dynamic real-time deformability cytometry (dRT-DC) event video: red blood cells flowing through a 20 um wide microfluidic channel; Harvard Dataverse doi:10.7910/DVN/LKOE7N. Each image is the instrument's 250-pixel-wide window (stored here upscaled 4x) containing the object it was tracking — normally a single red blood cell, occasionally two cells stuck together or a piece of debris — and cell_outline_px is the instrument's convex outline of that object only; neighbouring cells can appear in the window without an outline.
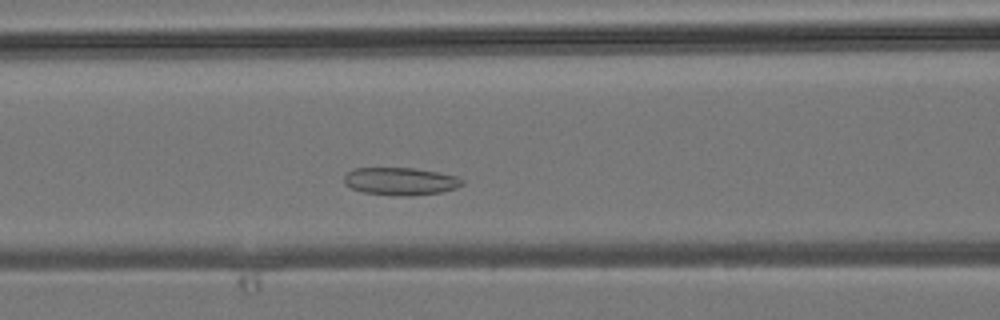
{"species": "common noctule bat (a hibernating species)", "species_latin": "Nyctalus noctula", "temperature_condition": "room temperature", "stored_images_in_passage": 23, "camera_frame_rate_fps": 3000, "um_per_image_px": 0.085, "animal": {"sex": "male", "body_mass_g": 19.2, "forearm_length_mm": 51.8}, "frame": {"image": 1, "passage_image": 10, "time_ms": 3.0, "image_size_px": [1000, 320], "cell_outline_px": [[464, 184], [456, 188], [440, 192], [412, 196], [400, 196], [364, 192], [352, 188], [344, 184], [344, 176], [352, 168], [416, 168], [456, 176], [464, 180]], "centroid_in_image_um": [34.04, 15.41], "position_along_channel_um": 132.6, "area_um2": 19.02}}
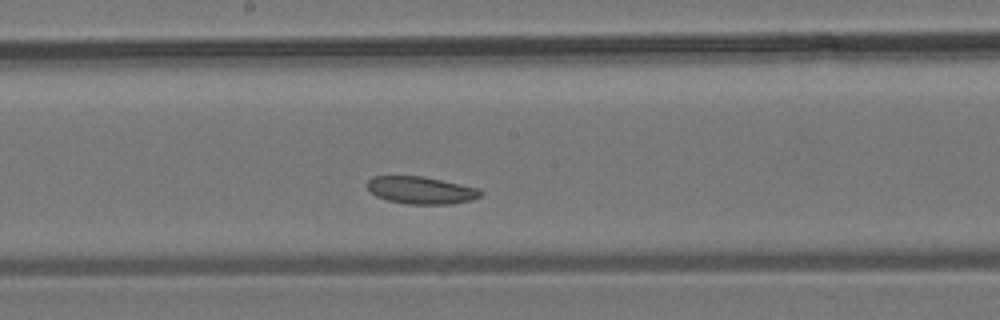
{"frame": {"image": 2, "passage_image": 15, "time_ms": 4.667, "image_size_px": [1000, 320], "cell_outline_px": [[484, 192], [480, 196], [472, 200], [452, 204], [408, 204], [388, 200], [376, 196], [368, 188], [368, 180], [372, 176], [420, 176], [480, 188]], "centroid_in_image_um": [35.82, 16.17], "position_along_channel_um": 212.4, "area_um2": 17.98}}
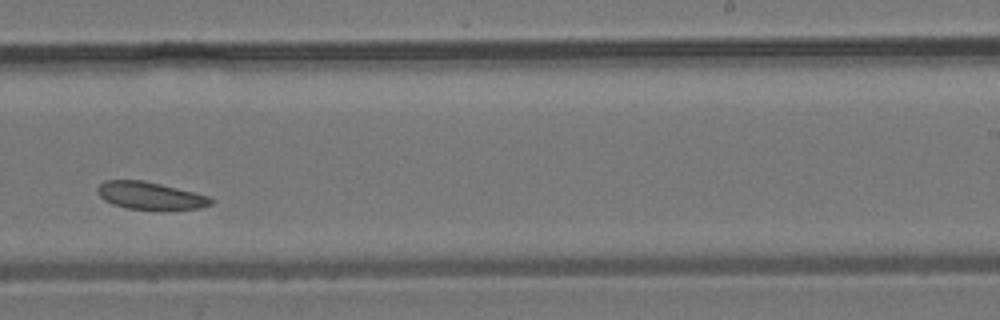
{"frame": {"image": 3, "passage_image": 19, "time_ms": 6.0, "image_size_px": [1000, 320], "cell_outline_px": [[212, 204], [200, 208], [128, 208], [112, 204], [104, 200], [96, 192], [96, 188], [104, 180], [144, 180], [208, 196], [212, 200]], "centroid_in_image_um": [12.68, 16.6], "position_along_channel_um": 276.3, "area_um2": 17.57}}